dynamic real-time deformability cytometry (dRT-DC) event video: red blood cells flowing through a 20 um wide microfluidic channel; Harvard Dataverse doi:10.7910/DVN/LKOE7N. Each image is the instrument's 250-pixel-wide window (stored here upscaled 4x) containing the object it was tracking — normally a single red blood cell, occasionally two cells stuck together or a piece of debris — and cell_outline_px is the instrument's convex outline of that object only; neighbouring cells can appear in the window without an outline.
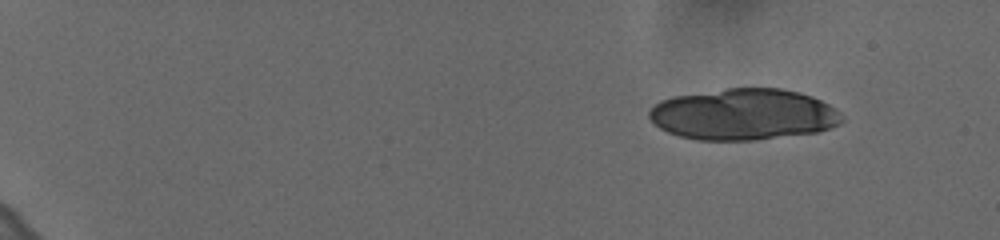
{"species": "human", "species_latin": "Homo sapiens", "temperature_condition": "cold", "stored_images_in_passage": 18, "camera_frame_rate_fps": 3000, "um_per_image_px": 0.085, "donor": {"sex": "female"}, "frame": {"image": 1, "passage_image": 1, "time_ms": 0.0, "image_size_px": [1000, 240], "cell_outline_px": [[844, 120], [840, 124], [816, 132], [756, 140], [696, 140], [680, 136], [668, 132], [660, 128], [648, 116], [648, 112], [660, 100], [672, 96], [728, 88], [780, 88], [800, 92], [812, 96], [836, 108], [840, 112]], "centroid_in_image_um": [63.21, 9.72], "position_along_channel_um": 21.8, "area_um2": 57.68}}